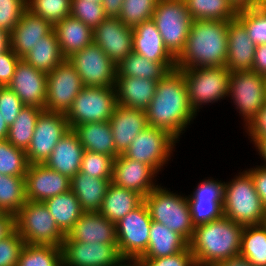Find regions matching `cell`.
I'll list each match as a JSON object with an SVG mask.
<instances>
[{"instance_id":"1","label":"cell","mask_w":266,"mask_h":266,"mask_svg":"<svg viewBox=\"0 0 266 266\" xmlns=\"http://www.w3.org/2000/svg\"><path fill=\"white\" fill-rule=\"evenodd\" d=\"M148 125L169 132L177 140L196 118L189 99L183 70H170L156 86L155 96L145 110Z\"/></svg>"},{"instance_id":"2","label":"cell","mask_w":266,"mask_h":266,"mask_svg":"<svg viewBox=\"0 0 266 266\" xmlns=\"http://www.w3.org/2000/svg\"><path fill=\"white\" fill-rule=\"evenodd\" d=\"M229 21L192 20L185 47L176 58L180 70L225 66Z\"/></svg>"},{"instance_id":"3","label":"cell","mask_w":266,"mask_h":266,"mask_svg":"<svg viewBox=\"0 0 266 266\" xmlns=\"http://www.w3.org/2000/svg\"><path fill=\"white\" fill-rule=\"evenodd\" d=\"M243 229L244 226L226 216L196 226L189 242L196 266H213L239 255Z\"/></svg>"},{"instance_id":"4","label":"cell","mask_w":266,"mask_h":266,"mask_svg":"<svg viewBox=\"0 0 266 266\" xmlns=\"http://www.w3.org/2000/svg\"><path fill=\"white\" fill-rule=\"evenodd\" d=\"M223 210L224 216L242 226L264 223L266 210L246 170L225 183Z\"/></svg>"},{"instance_id":"5","label":"cell","mask_w":266,"mask_h":266,"mask_svg":"<svg viewBox=\"0 0 266 266\" xmlns=\"http://www.w3.org/2000/svg\"><path fill=\"white\" fill-rule=\"evenodd\" d=\"M143 201L152 221L164 224L190 242L195 226L192 223L187 196L173 193L159 185L145 196Z\"/></svg>"},{"instance_id":"6","label":"cell","mask_w":266,"mask_h":266,"mask_svg":"<svg viewBox=\"0 0 266 266\" xmlns=\"http://www.w3.org/2000/svg\"><path fill=\"white\" fill-rule=\"evenodd\" d=\"M14 229L23 238L25 244L61 247L65 239V235L57 227L43 202L27 200L14 215Z\"/></svg>"},{"instance_id":"7","label":"cell","mask_w":266,"mask_h":266,"mask_svg":"<svg viewBox=\"0 0 266 266\" xmlns=\"http://www.w3.org/2000/svg\"><path fill=\"white\" fill-rule=\"evenodd\" d=\"M152 20L166 49L177 58L185 47L192 18L184 0H158Z\"/></svg>"},{"instance_id":"8","label":"cell","mask_w":266,"mask_h":266,"mask_svg":"<svg viewBox=\"0 0 266 266\" xmlns=\"http://www.w3.org/2000/svg\"><path fill=\"white\" fill-rule=\"evenodd\" d=\"M230 73L226 66L183 70L189 103L196 115L204 104H213L228 96Z\"/></svg>"},{"instance_id":"9","label":"cell","mask_w":266,"mask_h":266,"mask_svg":"<svg viewBox=\"0 0 266 266\" xmlns=\"http://www.w3.org/2000/svg\"><path fill=\"white\" fill-rule=\"evenodd\" d=\"M116 106L114 87L84 86L65 116L73 130L82 123L109 121Z\"/></svg>"},{"instance_id":"10","label":"cell","mask_w":266,"mask_h":266,"mask_svg":"<svg viewBox=\"0 0 266 266\" xmlns=\"http://www.w3.org/2000/svg\"><path fill=\"white\" fill-rule=\"evenodd\" d=\"M177 141L166 130L148 126L132 140L122 155L152 166L159 172L170 161Z\"/></svg>"},{"instance_id":"11","label":"cell","mask_w":266,"mask_h":266,"mask_svg":"<svg viewBox=\"0 0 266 266\" xmlns=\"http://www.w3.org/2000/svg\"><path fill=\"white\" fill-rule=\"evenodd\" d=\"M229 96L247 125L266 103V77L252 70L230 73Z\"/></svg>"},{"instance_id":"12","label":"cell","mask_w":266,"mask_h":266,"mask_svg":"<svg viewBox=\"0 0 266 266\" xmlns=\"http://www.w3.org/2000/svg\"><path fill=\"white\" fill-rule=\"evenodd\" d=\"M152 219L144 201L116 223L121 257L140 258L147 250Z\"/></svg>"},{"instance_id":"13","label":"cell","mask_w":266,"mask_h":266,"mask_svg":"<svg viewBox=\"0 0 266 266\" xmlns=\"http://www.w3.org/2000/svg\"><path fill=\"white\" fill-rule=\"evenodd\" d=\"M67 60L78 72L83 86L114 87L117 65L98 45L92 43L73 53Z\"/></svg>"},{"instance_id":"14","label":"cell","mask_w":266,"mask_h":266,"mask_svg":"<svg viewBox=\"0 0 266 266\" xmlns=\"http://www.w3.org/2000/svg\"><path fill=\"white\" fill-rule=\"evenodd\" d=\"M71 130L64 113L43 110L36 122L26 156L29 165L44 164L55 145Z\"/></svg>"},{"instance_id":"15","label":"cell","mask_w":266,"mask_h":266,"mask_svg":"<svg viewBox=\"0 0 266 266\" xmlns=\"http://www.w3.org/2000/svg\"><path fill=\"white\" fill-rule=\"evenodd\" d=\"M83 83L74 66L65 59L47 74V91L44 110L66 114Z\"/></svg>"},{"instance_id":"16","label":"cell","mask_w":266,"mask_h":266,"mask_svg":"<svg viewBox=\"0 0 266 266\" xmlns=\"http://www.w3.org/2000/svg\"><path fill=\"white\" fill-rule=\"evenodd\" d=\"M225 182L214 179H203L188 195L192 223L196 227L224 216Z\"/></svg>"},{"instance_id":"17","label":"cell","mask_w":266,"mask_h":266,"mask_svg":"<svg viewBox=\"0 0 266 266\" xmlns=\"http://www.w3.org/2000/svg\"><path fill=\"white\" fill-rule=\"evenodd\" d=\"M93 43L118 65L133 52V28L118 17H107L93 30Z\"/></svg>"},{"instance_id":"18","label":"cell","mask_w":266,"mask_h":266,"mask_svg":"<svg viewBox=\"0 0 266 266\" xmlns=\"http://www.w3.org/2000/svg\"><path fill=\"white\" fill-rule=\"evenodd\" d=\"M63 266H113L120 258L117 243L63 241Z\"/></svg>"},{"instance_id":"19","label":"cell","mask_w":266,"mask_h":266,"mask_svg":"<svg viewBox=\"0 0 266 266\" xmlns=\"http://www.w3.org/2000/svg\"><path fill=\"white\" fill-rule=\"evenodd\" d=\"M71 179L47 167L45 164H31L25 174L26 199L44 202L70 190Z\"/></svg>"},{"instance_id":"20","label":"cell","mask_w":266,"mask_h":266,"mask_svg":"<svg viewBox=\"0 0 266 266\" xmlns=\"http://www.w3.org/2000/svg\"><path fill=\"white\" fill-rule=\"evenodd\" d=\"M156 174L159 173L152 166L119 154L114 159L111 182L119 187L135 191L144 198L159 186L156 185L154 179L157 176Z\"/></svg>"},{"instance_id":"21","label":"cell","mask_w":266,"mask_h":266,"mask_svg":"<svg viewBox=\"0 0 266 266\" xmlns=\"http://www.w3.org/2000/svg\"><path fill=\"white\" fill-rule=\"evenodd\" d=\"M8 87L27 106L44 109L47 91V74L20 59Z\"/></svg>"},{"instance_id":"22","label":"cell","mask_w":266,"mask_h":266,"mask_svg":"<svg viewBox=\"0 0 266 266\" xmlns=\"http://www.w3.org/2000/svg\"><path fill=\"white\" fill-rule=\"evenodd\" d=\"M115 143V150L123 154L132 140L148 125L146 112L141 109L124 107L119 104L109 119Z\"/></svg>"},{"instance_id":"23","label":"cell","mask_w":266,"mask_h":266,"mask_svg":"<svg viewBox=\"0 0 266 266\" xmlns=\"http://www.w3.org/2000/svg\"><path fill=\"white\" fill-rule=\"evenodd\" d=\"M63 241L117 243L116 224L100 212H84Z\"/></svg>"},{"instance_id":"24","label":"cell","mask_w":266,"mask_h":266,"mask_svg":"<svg viewBox=\"0 0 266 266\" xmlns=\"http://www.w3.org/2000/svg\"><path fill=\"white\" fill-rule=\"evenodd\" d=\"M53 29L54 26L50 22L26 9L10 33L11 49L23 58Z\"/></svg>"},{"instance_id":"25","label":"cell","mask_w":266,"mask_h":266,"mask_svg":"<svg viewBox=\"0 0 266 266\" xmlns=\"http://www.w3.org/2000/svg\"><path fill=\"white\" fill-rule=\"evenodd\" d=\"M227 60L229 71L251 70L256 45L251 41L244 25L237 19L229 20L227 27Z\"/></svg>"},{"instance_id":"26","label":"cell","mask_w":266,"mask_h":266,"mask_svg":"<svg viewBox=\"0 0 266 266\" xmlns=\"http://www.w3.org/2000/svg\"><path fill=\"white\" fill-rule=\"evenodd\" d=\"M84 151L78 135L71 129L55 145L44 164L71 179L80 171Z\"/></svg>"},{"instance_id":"27","label":"cell","mask_w":266,"mask_h":266,"mask_svg":"<svg viewBox=\"0 0 266 266\" xmlns=\"http://www.w3.org/2000/svg\"><path fill=\"white\" fill-rule=\"evenodd\" d=\"M133 52L154 62H176V58L166 49L152 19L133 28Z\"/></svg>"},{"instance_id":"28","label":"cell","mask_w":266,"mask_h":266,"mask_svg":"<svg viewBox=\"0 0 266 266\" xmlns=\"http://www.w3.org/2000/svg\"><path fill=\"white\" fill-rule=\"evenodd\" d=\"M158 81L136 77H116L114 89L117 104L146 110L155 96Z\"/></svg>"},{"instance_id":"29","label":"cell","mask_w":266,"mask_h":266,"mask_svg":"<svg viewBox=\"0 0 266 266\" xmlns=\"http://www.w3.org/2000/svg\"><path fill=\"white\" fill-rule=\"evenodd\" d=\"M54 31L66 59L93 43V30L71 15L56 23Z\"/></svg>"},{"instance_id":"30","label":"cell","mask_w":266,"mask_h":266,"mask_svg":"<svg viewBox=\"0 0 266 266\" xmlns=\"http://www.w3.org/2000/svg\"><path fill=\"white\" fill-rule=\"evenodd\" d=\"M111 181L78 172L71 178L70 190L76 195L84 212H98Z\"/></svg>"},{"instance_id":"31","label":"cell","mask_w":266,"mask_h":266,"mask_svg":"<svg viewBox=\"0 0 266 266\" xmlns=\"http://www.w3.org/2000/svg\"><path fill=\"white\" fill-rule=\"evenodd\" d=\"M73 131L85 150L99 154H107L114 159L119 155L115 150V143L109 121L96 123H82Z\"/></svg>"},{"instance_id":"32","label":"cell","mask_w":266,"mask_h":266,"mask_svg":"<svg viewBox=\"0 0 266 266\" xmlns=\"http://www.w3.org/2000/svg\"><path fill=\"white\" fill-rule=\"evenodd\" d=\"M189 243L178 233L164 224L152 221L149 232V244L141 259H156L178 254L185 250Z\"/></svg>"},{"instance_id":"33","label":"cell","mask_w":266,"mask_h":266,"mask_svg":"<svg viewBox=\"0 0 266 266\" xmlns=\"http://www.w3.org/2000/svg\"><path fill=\"white\" fill-rule=\"evenodd\" d=\"M143 202V197L132 190L110 183L98 212L116 224Z\"/></svg>"},{"instance_id":"34","label":"cell","mask_w":266,"mask_h":266,"mask_svg":"<svg viewBox=\"0 0 266 266\" xmlns=\"http://www.w3.org/2000/svg\"><path fill=\"white\" fill-rule=\"evenodd\" d=\"M175 68L176 62H154L132 52L117 65L116 77H136L159 81Z\"/></svg>"},{"instance_id":"35","label":"cell","mask_w":266,"mask_h":266,"mask_svg":"<svg viewBox=\"0 0 266 266\" xmlns=\"http://www.w3.org/2000/svg\"><path fill=\"white\" fill-rule=\"evenodd\" d=\"M60 231L66 236L84 211L76 195L71 191L53 196L43 202Z\"/></svg>"},{"instance_id":"36","label":"cell","mask_w":266,"mask_h":266,"mask_svg":"<svg viewBox=\"0 0 266 266\" xmlns=\"http://www.w3.org/2000/svg\"><path fill=\"white\" fill-rule=\"evenodd\" d=\"M22 59L46 74L52 72L66 58L62 55L54 29L44 36Z\"/></svg>"},{"instance_id":"37","label":"cell","mask_w":266,"mask_h":266,"mask_svg":"<svg viewBox=\"0 0 266 266\" xmlns=\"http://www.w3.org/2000/svg\"><path fill=\"white\" fill-rule=\"evenodd\" d=\"M44 109L25 105L9 126L7 141L16 148L27 151L34 134L37 119Z\"/></svg>"},{"instance_id":"38","label":"cell","mask_w":266,"mask_h":266,"mask_svg":"<svg viewBox=\"0 0 266 266\" xmlns=\"http://www.w3.org/2000/svg\"><path fill=\"white\" fill-rule=\"evenodd\" d=\"M192 20L229 21L238 11L229 0H184Z\"/></svg>"},{"instance_id":"39","label":"cell","mask_w":266,"mask_h":266,"mask_svg":"<svg viewBox=\"0 0 266 266\" xmlns=\"http://www.w3.org/2000/svg\"><path fill=\"white\" fill-rule=\"evenodd\" d=\"M240 255L254 266H266V226H244L241 236Z\"/></svg>"},{"instance_id":"40","label":"cell","mask_w":266,"mask_h":266,"mask_svg":"<svg viewBox=\"0 0 266 266\" xmlns=\"http://www.w3.org/2000/svg\"><path fill=\"white\" fill-rule=\"evenodd\" d=\"M26 201L25 177L0 174V211L14 216Z\"/></svg>"},{"instance_id":"41","label":"cell","mask_w":266,"mask_h":266,"mask_svg":"<svg viewBox=\"0 0 266 266\" xmlns=\"http://www.w3.org/2000/svg\"><path fill=\"white\" fill-rule=\"evenodd\" d=\"M17 266H63L61 247L25 244Z\"/></svg>"},{"instance_id":"42","label":"cell","mask_w":266,"mask_h":266,"mask_svg":"<svg viewBox=\"0 0 266 266\" xmlns=\"http://www.w3.org/2000/svg\"><path fill=\"white\" fill-rule=\"evenodd\" d=\"M28 166L26 151L0 140V174L25 177Z\"/></svg>"},{"instance_id":"43","label":"cell","mask_w":266,"mask_h":266,"mask_svg":"<svg viewBox=\"0 0 266 266\" xmlns=\"http://www.w3.org/2000/svg\"><path fill=\"white\" fill-rule=\"evenodd\" d=\"M236 18L244 25L256 46L266 44V4L238 11Z\"/></svg>"},{"instance_id":"44","label":"cell","mask_w":266,"mask_h":266,"mask_svg":"<svg viewBox=\"0 0 266 266\" xmlns=\"http://www.w3.org/2000/svg\"><path fill=\"white\" fill-rule=\"evenodd\" d=\"M27 10L53 26L71 15V0H26Z\"/></svg>"},{"instance_id":"45","label":"cell","mask_w":266,"mask_h":266,"mask_svg":"<svg viewBox=\"0 0 266 266\" xmlns=\"http://www.w3.org/2000/svg\"><path fill=\"white\" fill-rule=\"evenodd\" d=\"M158 0H124L118 18L131 28L153 17Z\"/></svg>"},{"instance_id":"46","label":"cell","mask_w":266,"mask_h":266,"mask_svg":"<svg viewBox=\"0 0 266 266\" xmlns=\"http://www.w3.org/2000/svg\"><path fill=\"white\" fill-rule=\"evenodd\" d=\"M114 158L107 154H99L85 150L80 171L94 178L112 179Z\"/></svg>"},{"instance_id":"47","label":"cell","mask_w":266,"mask_h":266,"mask_svg":"<svg viewBox=\"0 0 266 266\" xmlns=\"http://www.w3.org/2000/svg\"><path fill=\"white\" fill-rule=\"evenodd\" d=\"M71 16L94 30L108 16L103 5L89 0H71Z\"/></svg>"},{"instance_id":"48","label":"cell","mask_w":266,"mask_h":266,"mask_svg":"<svg viewBox=\"0 0 266 266\" xmlns=\"http://www.w3.org/2000/svg\"><path fill=\"white\" fill-rule=\"evenodd\" d=\"M25 242L14 229L0 240V266H17L21 250Z\"/></svg>"},{"instance_id":"49","label":"cell","mask_w":266,"mask_h":266,"mask_svg":"<svg viewBox=\"0 0 266 266\" xmlns=\"http://www.w3.org/2000/svg\"><path fill=\"white\" fill-rule=\"evenodd\" d=\"M26 9V0H0V29L11 33Z\"/></svg>"},{"instance_id":"50","label":"cell","mask_w":266,"mask_h":266,"mask_svg":"<svg viewBox=\"0 0 266 266\" xmlns=\"http://www.w3.org/2000/svg\"><path fill=\"white\" fill-rule=\"evenodd\" d=\"M24 106L12 89L8 86H0V113L8 126L15 121Z\"/></svg>"},{"instance_id":"51","label":"cell","mask_w":266,"mask_h":266,"mask_svg":"<svg viewBox=\"0 0 266 266\" xmlns=\"http://www.w3.org/2000/svg\"><path fill=\"white\" fill-rule=\"evenodd\" d=\"M142 261L144 266H196L189 246L178 254L156 259H142Z\"/></svg>"},{"instance_id":"52","label":"cell","mask_w":266,"mask_h":266,"mask_svg":"<svg viewBox=\"0 0 266 266\" xmlns=\"http://www.w3.org/2000/svg\"><path fill=\"white\" fill-rule=\"evenodd\" d=\"M20 59L11 48L0 53V86H8L11 82Z\"/></svg>"},{"instance_id":"53","label":"cell","mask_w":266,"mask_h":266,"mask_svg":"<svg viewBox=\"0 0 266 266\" xmlns=\"http://www.w3.org/2000/svg\"><path fill=\"white\" fill-rule=\"evenodd\" d=\"M244 128L254 145L261 138H266V103Z\"/></svg>"},{"instance_id":"54","label":"cell","mask_w":266,"mask_h":266,"mask_svg":"<svg viewBox=\"0 0 266 266\" xmlns=\"http://www.w3.org/2000/svg\"><path fill=\"white\" fill-rule=\"evenodd\" d=\"M254 183L256 192L258 193L264 209L266 210V167L256 166L246 170Z\"/></svg>"},{"instance_id":"55","label":"cell","mask_w":266,"mask_h":266,"mask_svg":"<svg viewBox=\"0 0 266 266\" xmlns=\"http://www.w3.org/2000/svg\"><path fill=\"white\" fill-rule=\"evenodd\" d=\"M251 70L266 77V44L256 46Z\"/></svg>"},{"instance_id":"56","label":"cell","mask_w":266,"mask_h":266,"mask_svg":"<svg viewBox=\"0 0 266 266\" xmlns=\"http://www.w3.org/2000/svg\"><path fill=\"white\" fill-rule=\"evenodd\" d=\"M14 230V216L7 213L0 214V240Z\"/></svg>"},{"instance_id":"57","label":"cell","mask_w":266,"mask_h":266,"mask_svg":"<svg viewBox=\"0 0 266 266\" xmlns=\"http://www.w3.org/2000/svg\"><path fill=\"white\" fill-rule=\"evenodd\" d=\"M124 0H103L102 5L108 17H118Z\"/></svg>"},{"instance_id":"58","label":"cell","mask_w":266,"mask_h":266,"mask_svg":"<svg viewBox=\"0 0 266 266\" xmlns=\"http://www.w3.org/2000/svg\"><path fill=\"white\" fill-rule=\"evenodd\" d=\"M213 266H254L242 255L232 256L223 261L216 262Z\"/></svg>"},{"instance_id":"59","label":"cell","mask_w":266,"mask_h":266,"mask_svg":"<svg viewBox=\"0 0 266 266\" xmlns=\"http://www.w3.org/2000/svg\"><path fill=\"white\" fill-rule=\"evenodd\" d=\"M237 11L250 9L264 4V0H229Z\"/></svg>"},{"instance_id":"60","label":"cell","mask_w":266,"mask_h":266,"mask_svg":"<svg viewBox=\"0 0 266 266\" xmlns=\"http://www.w3.org/2000/svg\"><path fill=\"white\" fill-rule=\"evenodd\" d=\"M113 266H144V263L141 258L121 257Z\"/></svg>"},{"instance_id":"61","label":"cell","mask_w":266,"mask_h":266,"mask_svg":"<svg viewBox=\"0 0 266 266\" xmlns=\"http://www.w3.org/2000/svg\"><path fill=\"white\" fill-rule=\"evenodd\" d=\"M11 48L10 33L4 29H0V53Z\"/></svg>"},{"instance_id":"62","label":"cell","mask_w":266,"mask_h":266,"mask_svg":"<svg viewBox=\"0 0 266 266\" xmlns=\"http://www.w3.org/2000/svg\"><path fill=\"white\" fill-rule=\"evenodd\" d=\"M254 146L255 149H258V154L264 160V167H266V138H261Z\"/></svg>"},{"instance_id":"63","label":"cell","mask_w":266,"mask_h":266,"mask_svg":"<svg viewBox=\"0 0 266 266\" xmlns=\"http://www.w3.org/2000/svg\"><path fill=\"white\" fill-rule=\"evenodd\" d=\"M9 126L6 124L4 117L0 113V140H6L8 136Z\"/></svg>"},{"instance_id":"64","label":"cell","mask_w":266,"mask_h":266,"mask_svg":"<svg viewBox=\"0 0 266 266\" xmlns=\"http://www.w3.org/2000/svg\"><path fill=\"white\" fill-rule=\"evenodd\" d=\"M89 1H92V2H95V3H102L103 0H89Z\"/></svg>"},{"instance_id":"65","label":"cell","mask_w":266,"mask_h":266,"mask_svg":"<svg viewBox=\"0 0 266 266\" xmlns=\"http://www.w3.org/2000/svg\"><path fill=\"white\" fill-rule=\"evenodd\" d=\"M263 224L266 226V216H265V220H264V223Z\"/></svg>"}]
</instances>
